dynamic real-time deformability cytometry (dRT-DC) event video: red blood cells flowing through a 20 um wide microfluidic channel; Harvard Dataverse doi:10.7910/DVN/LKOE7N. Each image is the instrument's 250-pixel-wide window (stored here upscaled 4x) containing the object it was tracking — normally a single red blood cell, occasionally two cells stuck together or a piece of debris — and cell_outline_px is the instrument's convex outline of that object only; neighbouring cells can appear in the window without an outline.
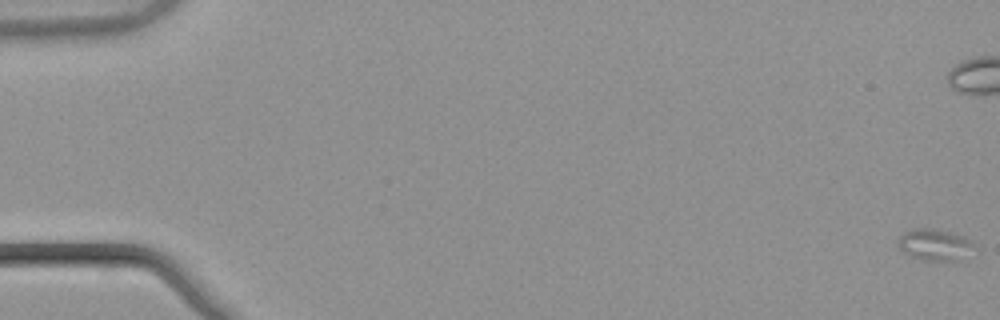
{"species": "common noctule bat (a hibernating species)", "species_latin": "Nyctalus noctula", "temperature_condition": "warm", "stored_images_in_passage": 57, "camera_frame_rate_fps": 3000, "um_per_image_px": 0.085, "animal": {"sex": "male", "body_mass_g": 21.5, "forearm_length_mm": 52.0}, "frame": {"image": 1, "passage_image": 1, "time_ms": 0.0, "image_size_px": [1000, 320], "cell_outline_px": [[972, 244], [960, 260], [920, 260], [908, 256], [900, 248], [896, 240], [904, 232], [912, 228], [936, 228], [956, 232], [972, 240]], "centroid_in_image_um": [79.37, 20.76], "position_along_channel_um": 5.6, "area_um2": 13.99}}